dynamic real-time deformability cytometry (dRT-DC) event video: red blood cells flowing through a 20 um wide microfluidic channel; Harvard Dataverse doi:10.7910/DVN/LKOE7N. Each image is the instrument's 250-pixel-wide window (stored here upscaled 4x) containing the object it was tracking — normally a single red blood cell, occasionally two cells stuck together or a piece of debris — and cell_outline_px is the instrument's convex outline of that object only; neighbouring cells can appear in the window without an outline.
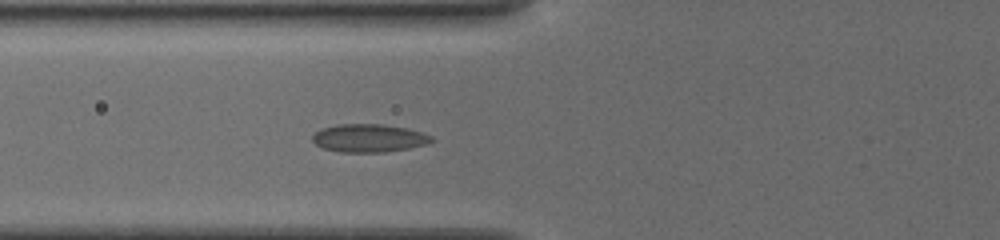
{"species": "common noctule bat (a hibernating species)", "species_latin": "Nyctalus noctula", "temperature_condition": "cold", "stored_images_in_passage": 6, "camera_frame_rate_fps": 3000, "um_per_image_px": 0.085, "animal": {"sex": "female", "body_mass_g": 19.5, "forearm_length_mm": 54.1}, "frame": {"image": 1, "passage_image": 6, "time_ms": 1.667, "image_size_px": [1000, 240], "cell_outline_px": [[436, 140], [428, 144], [408, 148], [384, 152], [340, 152], [324, 148], [316, 144], [312, 140], [312, 136], [320, 128], [336, 124], [380, 124], [408, 128], [424, 132], [432, 136]], "centroid_in_image_um": [31.39, 11.73], "position_along_channel_um": 94.4, "area_um2": 19.65}}